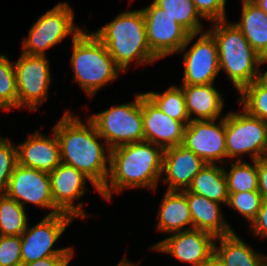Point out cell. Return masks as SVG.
I'll list each match as a JSON object with an SVG mask.
<instances>
[{"mask_svg":"<svg viewBox=\"0 0 267 266\" xmlns=\"http://www.w3.org/2000/svg\"><path fill=\"white\" fill-rule=\"evenodd\" d=\"M200 15L210 21L226 20L227 0H192Z\"/></svg>","mask_w":267,"mask_h":266,"instance_id":"e575fe53","label":"cell"},{"mask_svg":"<svg viewBox=\"0 0 267 266\" xmlns=\"http://www.w3.org/2000/svg\"><path fill=\"white\" fill-rule=\"evenodd\" d=\"M15 67L18 109L27 107L29 111L37 110L48 97L52 84L50 64L47 55H29L21 53Z\"/></svg>","mask_w":267,"mask_h":266,"instance_id":"30bf717a","label":"cell"},{"mask_svg":"<svg viewBox=\"0 0 267 266\" xmlns=\"http://www.w3.org/2000/svg\"><path fill=\"white\" fill-rule=\"evenodd\" d=\"M151 246V250L168 253L192 266H202L213 254L216 238L205 231L190 229L171 233Z\"/></svg>","mask_w":267,"mask_h":266,"instance_id":"9a60e30c","label":"cell"},{"mask_svg":"<svg viewBox=\"0 0 267 266\" xmlns=\"http://www.w3.org/2000/svg\"><path fill=\"white\" fill-rule=\"evenodd\" d=\"M92 33L106 46L122 72L127 71L134 61L137 65H149L159 60L151 52L147 42L142 9L122 12L110 23Z\"/></svg>","mask_w":267,"mask_h":266,"instance_id":"3957f363","label":"cell"},{"mask_svg":"<svg viewBox=\"0 0 267 266\" xmlns=\"http://www.w3.org/2000/svg\"><path fill=\"white\" fill-rule=\"evenodd\" d=\"M18 163L17 146L0 135V194L5 193L10 177Z\"/></svg>","mask_w":267,"mask_h":266,"instance_id":"d6a6232c","label":"cell"},{"mask_svg":"<svg viewBox=\"0 0 267 266\" xmlns=\"http://www.w3.org/2000/svg\"><path fill=\"white\" fill-rule=\"evenodd\" d=\"M199 36L187 50L190 42ZM183 52V85H202L214 83L220 72L218 47L213 35L207 30L190 34L185 45L178 53Z\"/></svg>","mask_w":267,"mask_h":266,"instance_id":"8fae6325","label":"cell"},{"mask_svg":"<svg viewBox=\"0 0 267 266\" xmlns=\"http://www.w3.org/2000/svg\"><path fill=\"white\" fill-rule=\"evenodd\" d=\"M142 11L151 52L159 60L178 53L185 45L190 33L153 1L147 7L142 8Z\"/></svg>","mask_w":267,"mask_h":266,"instance_id":"4fadbf2b","label":"cell"},{"mask_svg":"<svg viewBox=\"0 0 267 266\" xmlns=\"http://www.w3.org/2000/svg\"><path fill=\"white\" fill-rule=\"evenodd\" d=\"M157 211V231L174 233L193 229L191 211L181 191L165 192Z\"/></svg>","mask_w":267,"mask_h":266,"instance_id":"7402d4cb","label":"cell"},{"mask_svg":"<svg viewBox=\"0 0 267 266\" xmlns=\"http://www.w3.org/2000/svg\"><path fill=\"white\" fill-rule=\"evenodd\" d=\"M163 153L161 147L147 141L111 149L109 175L99 194L109 202L112 193L130 188L155 191L163 176Z\"/></svg>","mask_w":267,"mask_h":266,"instance_id":"7a4b0ae2","label":"cell"},{"mask_svg":"<svg viewBox=\"0 0 267 266\" xmlns=\"http://www.w3.org/2000/svg\"><path fill=\"white\" fill-rule=\"evenodd\" d=\"M250 226V231L254 236L267 238V200L262 201L257 217Z\"/></svg>","mask_w":267,"mask_h":266,"instance_id":"d590c367","label":"cell"},{"mask_svg":"<svg viewBox=\"0 0 267 266\" xmlns=\"http://www.w3.org/2000/svg\"><path fill=\"white\" fill-rule=\"evenodd\" d=\"M110 149L144 141L141 93L123 103L88 117Z\"/></svg>","mask_w":267,"mask_h":266,"instance_id":"8992f818","label":"cell"},{"mask_svg":"<svg viewBox=\"0 0 267 266\" xmlns=\"http://www.w3.org/2000/svg\"><path fill=\"white\" fill-rule=\"evenodd\" d=\"M228 207H232L250 224L257 217L263 198L259 191L228 193Z\"/></svg>","mask_w":267,"mask_h":266,"instance_id":"1f68e13d","label":"cell"},{"mask_svg":"<svg viewBox=\"0 0 267 266\" xmlns=\"http://www.w3.org/2000/svg\"><path fill=\"white\" fill-rule=\"evenodd\" d=\"M219 246L214 243V253L226 266H264L267 255L254 251L235 231L216 238Z\"/></svg>","mask_w":267,"mask_h":266,"instance_id":"603a6c76","label":"cell"},{"mask_svg":"<svg viewBox=\"0 0 267 266\" xmlns=\"http://www.w3.org/2000/svg\"><path fill=\"white\" fill-rule=\"evenodd\" d=\"M238 95V105L251 116L267 122V86L262 85L257 79L245 86Z\"/></svg>","mask_w":267,"mask_h":266,"instance_id":"4dcf8cb0","label":"cell"},{"mask_svg":"<svg viewBox=\"0 0 267 266\" xmlns=\"http://www.w3.org/2000/svg\"><path fill=\"white\" fill-rule=\"evenodd\" d=\"M208 30L217 43L220 71L225 70L231 83L240 92L258 78L262 57L249 44L244 34L232 22H211Z\"/></svg>","mask_w":267,"mask_h":266,"instance_id":"277c9868","label":"cell"},{"mask_svg":"<svg viewBox=\"0 0 267 266\" xmlns=\"http://www.w3.org/2000/svg\"><path fill=\"white\" fill-rule=\"evenodd\" d=\"M86 119L87 124L73 113L64 111L52 130L59 141L61 162L82 172L100 193L109 175L111 149L104 141L99 142L102 137L94 123Z\"/></svg>","mask_w":267,"mask_h":266,"instance_id":"6da1fadb","label":"cell"},{"mask_svg":"<svg viewBox=\"0 0 267 266\" xmlns=\"http://www.w3.org/2000/svg\"><path fill=\"white\" fill-rule=\"evenodd\" d=\"M267 63V57H262L260 65ZM257 80L264 86H267V70L263 73L262 70L259 69Z\"/></svg>","mask_w":267,"mask_h":266,"instance_id":"ab89813d","label":"cell"},{"mask_svg":"<svg viewBox=\"0 0 267 266\" xmlns=\"http://www.w3.org/2000/svg\"><path fill=\"white\" fill-rule=\"evenodd\" d=\"M28 217L25 208L5 193L0 194V235L21 236L26 230Z\"/></svg>","mask_w":267,"mask_h":266,"instance_id":"4316f807","label":"cell"},{"mask_svg":"<svg viewBox=\"0 0 267 266\" xmlns=\"http://www.w3.org/2000/svg\"><path fill=\"white\" fill-rule=\"evenodd\" d=\"M257 5L265 14H267V0H251Z\"/></svg>","mask_w":267,"mask_h":266,"instance_id":"60d3db41","label":"cell"},{"mask_svg":"<svg viewBox=\"0 0 267 266\" xmlns=\"http://www.w3.org/2000/svg\"><path fill=\"white\" fill-rule=\"evenodd\" d=\"M187 190L227 205L229 195L223 165L206 164L193 178Z\"/></svg>","mask_w":267,"mask_h":266,"instance_id":"d4e9b609","label":"cell"},{"mask_svg":"<svg viewBox=\"0 0 267 266\" xmlns=\"http://www.w3.org/2000/svg\"><path fill=\"white\" fill-rule=\"evenodd\" d=\"M163 113L172 119L185 123L190 122L182 87L171 85L163 93L149 91L144 93Z\"/></svg>","mask_w":267,"mask_h":266,"instance_id":"f1b7e54d","label":"cell"},{"mask_svg":"<svg viewBox=\"0 0 267 266\" xmlns=\"http://www.w3.org/2000/svg\"><path fill=\"white\" fill-rule=\"evenodd\" d=\"M230 164L231 169L227 171L224 168L228 193L258 191L257 160H252V163L237 160Z\"/></svg>","mask_w":267,"mask_h":266,"instance_id":"83f0119b","label":"cell"},{"mask_svg":"<svg viewBox=\"0 0 267 266\" xmlns=\"http://www.w3.org/2000/svg\"><path fill=\"white\" fill-rule=\"evenodd\" d=\"M241 13V20L234 24L253 49L261 57H267V14L251 0H242Z\"/></svg>","mask_w":267,"mask_h":266,"instance_id":"cb8c5ba5","label":"cell"},{"mask_svg":"<svg viewBox=\"0 0 267 266\" xmlns=\"http://www.w3.org/2000/svg\"><path fill=\"white\" fill-rule=\"evenodd\" d=\"M5 194L24 208L26 204H35L49 209L47 216L61 213L53 202L49 174L40 170L17 163Z\"/></svg>","mask_w":267,"mask_h":266,"instance_id":"5bb4252c","label":"cell"},{"mask_svg":"<svg viewBox=\"0 0 267 266\" xmlns=\"http://www.w3.org/2000/svg\"><path fill=\"white\" fill-rule=\"evenodd\" d=\"M141 106L144 141L163 150L182 144L187 126L185 123L163 113L144 93H141Z\"/></svg>","mask_w":267,"mask_h":266,"instance_id":"e0dca14e","label":"cell"},{"mask_svg":"<svg viewBox=\"0 0 267 266\" xmlns=\"http://www.w3.org/2000/svg\"><path fill=\"white\" fill-rule=\"evenodd\" d=\"M21 265V236L0 235V266Z\"/></svg>","mask_w":267,"mask_h":266,"instance_id":"836d02e7","label":"cell"},{"mask_svg":"<svg viewBox=\"0 0 267 266\" xmlns=\"http://www.w3.org/2000/svg\"><path fill=\"white\" fill-rule=\"evenodd\" d=\"M217 120L190 121L184 131L183 145L206 164H228L225 115Z\"/></svg>","mask_w":267,"mask_h":266,"instance_id":"7c38bea8","label":"cell"},{"mask_svg":"<svg viewBox=\"0 0 267 266\" xmlns=\"http://www.w3.org/2000/svg\"><path fill=\"white\" fill-rule=\"evenodd\" d=\"M51 194L54 205L74 218L87 217L84 203H73L81 199L87 191V182L92 181L75 167L60 163L50 174ZM76 204V205H74Z\"/></svg>","mask_w":267,"mask_h":266,"instance_id":"2e32d148","label":"cell"},{"mask_svg":"<svg viewBox=\"0 0 267 266\" xmlns=\"http://www.w3.org/2000/svg\"><path fill=\"white\" fill-rule=\"evenodd\" d=\"M67 2H60L43 13L22 41V53L46 55L47 49L59 44L68 35L74 38L83 29L74 24V12Z\"/></svg>","mask_w":267,"mask_h":266,"instance_id":"ba28073f","label":"cell"},{"mask_svg":"<svg viewBox=\"0 0 267 266\" xmlns=\"http://www.w3.org/2000/svg\"><path fill=\"white\" fill-rule=\"evenodd\" d=\"M206 163L183 145H177L164 150L161 182L168 185L167 191H182L188 189L193 178Z\"/></svg>","mask_w":267,"mask_h":266,"instance_id":"ac0fdd59","label":"cell"},{"mask_svg":"<svg viewBox=\"0 0 267 266\" xmlns=\"http://www.w3.org/2000/svg\"><path fill=\"white\" fill-rule=\"evenodd\" d=\"M202 266H226L224 262L214 253Z\"/></svg>","mask_w":267,"mask_h":266,"instance_id":"f35d334b","label":"cell"},{"mask_svg":"<svg viewBox=\"0 0 267 266\" xmlns=\"http://www.w3.org/2000/svg\"><path fill=\"white\" fill-rule=\"evenodd\" d=\"M213 85L214 83L181 86L190 121L218 120L220 117L225 103L221 93Z\"/></svg>","mask_w":267,"mask_h":266,"instance_id":"44dd1931","label":"cell"},{"mask_svg":"<svg viewBox=\"0 0 267 266\" xmlns=\"http://www.w3.org/2000/svg\"><path fill=\"white\" fill-rule=\"evenodd\" d=\"M70 65L74 80L90 98L106 84L113 82L122 71L116 66L106 46L88 30L72 38Z\"/></svg>","mask_w":267,"mask_h":266,"instance_id":"5b68a950","label":"cell"},{"mask_svg":"<svg viewBox=\"0 0 267 266\" xmlns=\"http://www.w3.org/2000/svg\"><path fill=\"white\" fill-rule=\"evenodd\" d=\"M75 218L67 213L45 216L39 223L26 228L21 235L22 264L50 256H74L73 247L53 249L54 244Z\"/></svg>","mask_w":267,"mask_h":266,"instance_id":"9c48e42d","label":"cell"},{"mask_svg":"<svg viewBox=\"0 0 267 266\" xmlns=\"http://www.w3.org/2000/svg\"><path fill=\"white\" fill-rule=\"evenodd\" d=\"M138 263L135 262H130L126 256L124 258H122V260H120L119 264H117L116 266H138Z\"/></svg>","mask_w":267,"mask_h":266,"instance_id":"b9f144b4","label":"cell"},{"mask_svg":"<svg viewBox=\"0 0 267 266\" xmlns=\"http://www.w3.org/2000/svg\"><path fill=\"white\" fill-rule=\"evenodd\" d=\"M52 132L48 137L36 130L18 144V164L50 174L61 163L59 141Z\"/></svg>","mask_w":267,"mask_h":266,"instance_id":"d6986e66","label":"cell"},{"mask_svg":"<svg viewBox=\"0 0 267 266\" xmlns=\"http://www.w3.org/2000/svg\"><path fill=\"white\" fill-rule=\"evenodd\" d=\"M241 110L225 115L227 157L235 161H242L245 153L251 161L267 157V122Z\"/></svg>","mask_w":267,"mask_h":266,"instance_id":"52a82bcc","label":"cell"},{"mask_svg":"<svg viewBox=\"0 0 267 266\" xmlns=\"http://www.w3.org/2000/svg\"><path fill=\"white\" fill-rule=\"evenodd\" d=\"M73 256H50L21 266H68Z\"/></svg>","mask_w":267,"mask_h":266,"instance_id":"74e56055","label":"cell"},{"mask_svg":"<svg viewBox=\"0 0 267 266\" xmlns=\"http://www.w3.org/2000/svg\"><path fill=\"white\" fill-rule=\"evenodd\" d=\"M153 2L170 15L190 34L203 32V17L197 11L192 0H153Z\"/></svg>","mask_w":267,"mask_h":266,"instance_id":"484cf974","label":"cell"},{"mask_svg":"<svg viewBox=\"0 0 267 266\" xmlns=\"http://www.w3.org/2000/svg\"><path fill=\"white\" fill-rule=\"evenodd\" d=\"M18 109V92L13 61L0 55V110Z\"/></svg>","mask_w":267,"mask_h":266,"instance_id":"f546056e","label":"cell"},{"mask_svg":"<svg viewBox=\"0 0 267 266\" xmlns=\"http://www.w3.org/2000/svg\"><path fill=\"white\" fill-rule=\"evenodd\" d=\"M189 204L194 229L210 233L215 238L232 233L234 230L229 226L221 211L219 202L209 200L202 195L181 191Z\"/></svg>","mask_w":267,"mask_h":266,"instance_id":"ffe728a7","label":"cell"},{"mask_svg":"<svg viewBox=\"0 0 267 266\" xmlns=\"http://www.w3.org/2000/svg\"><path fill=\"white\" fill-rule=\"evenodd\" d=\"M258 191L267 200V157L257 160Z\"/></svg>","mask_w":267,"mask_h":266,"instance_id":"8d00e7d4","label":"cell"}]
</instances>
